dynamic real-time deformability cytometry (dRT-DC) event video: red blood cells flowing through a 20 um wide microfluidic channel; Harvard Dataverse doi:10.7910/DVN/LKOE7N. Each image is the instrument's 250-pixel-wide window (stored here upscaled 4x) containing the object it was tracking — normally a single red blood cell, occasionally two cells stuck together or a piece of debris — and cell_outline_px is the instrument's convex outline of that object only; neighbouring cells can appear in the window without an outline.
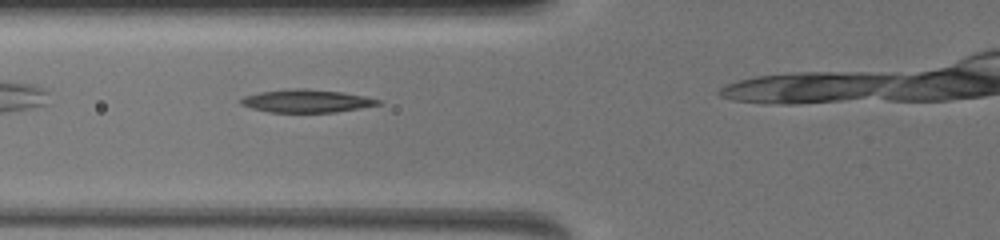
{"species": "common noctule bat (a hibernating species)", "species_latin": "Nyctalus noctula", "temperature_condition": "warm", "stored_images_in_passage": 8, "camera_frame_rate_fps": 3000, "um_per_image_px": 0.085, "animal": {"sex": "female", "body_mass_g": 19.5, "forearm_length_mm": 54.1}, "frame": {"image": 1, "passage_image": 7, "time_ms": 1.333, "image_size_px": [1000, 240], "cell_outline_px": [[380, 104], [332, 112], [268, 112], [252, 108], [240, 104], [240, 100], [244, 96], [260, 92], [340, 92], [364, 96], [380, 100]], "centroid_in_image_um": [26.03, 8.65], "position_along_channel_um": 99.8, "area_um2": 16.65}}